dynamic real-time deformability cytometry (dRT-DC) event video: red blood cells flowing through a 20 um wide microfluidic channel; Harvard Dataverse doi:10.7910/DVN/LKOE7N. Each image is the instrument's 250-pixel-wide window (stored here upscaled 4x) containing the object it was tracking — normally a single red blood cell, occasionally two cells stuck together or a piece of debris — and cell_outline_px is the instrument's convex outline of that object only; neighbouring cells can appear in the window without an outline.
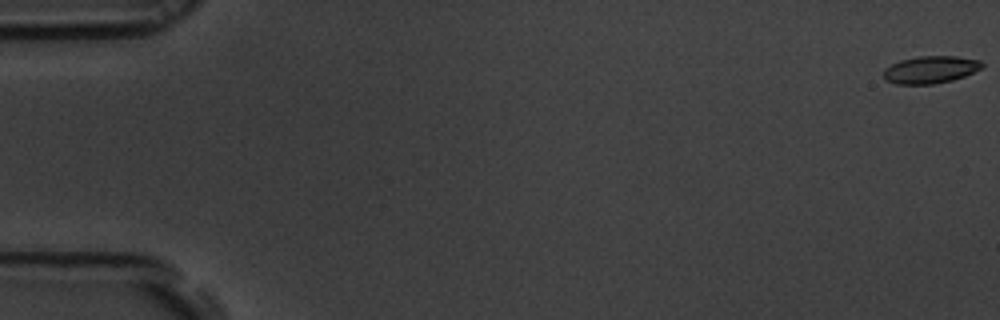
{"species": "common noctule bat (a hibernating species)", "species_latin": "Nyctalus noctula", "temperature_condition": "room temperature", "stored_images_in_passage": 52, "camera_frame_rate_fps": 3000, "um_per_image_px": 0.085, "animal": {"sex": "male", "body_mass_g": 19.5, "forearm_length_mm": 54.6}, "frame": {"image": 1, "passage_image": 1, "time_ms": 0.0, "image_size_px": [1000, 320], "cell_outline_px": [[984, 64], [980, 68], [964, 76], [952, 80], [932, 84], [896, 84], [884, 80], [884, 68], [900, 60], [920, 56], [956, 56], [980, 60]], "centroid_in_image_um": [79.06, 5.92], "position_along_channel_um": 5.9, "area_um2": 15.61}}
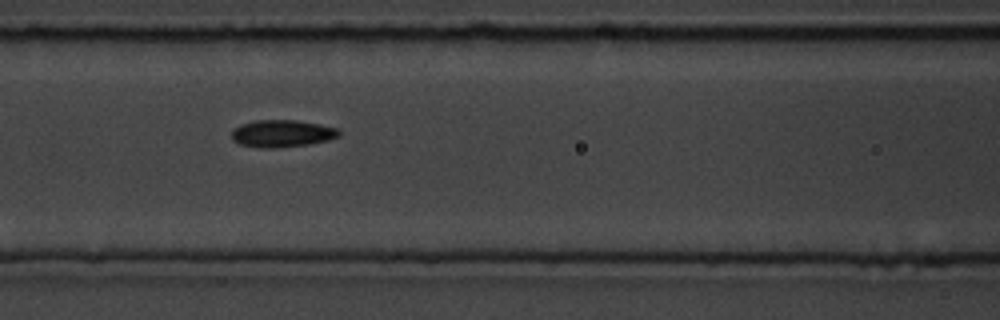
{"frame": {"image": 2, "passage_image": 25, "time_ms": 8.0, "image_size_px": [1000, 320], "cell_outline_px": [[340, 136], [328, 140], [308, 144], [272, 148], [264, 148], [240, 144], [232, 140], [232, 132], [240, 124], [256, 120], [296, 120], [320, 124], [336, 128], [340, 132]], "centroid_in_image_um": [23.98, 11.34], "position_along_channel_um": 142.6, "area_um2": 16.88}}
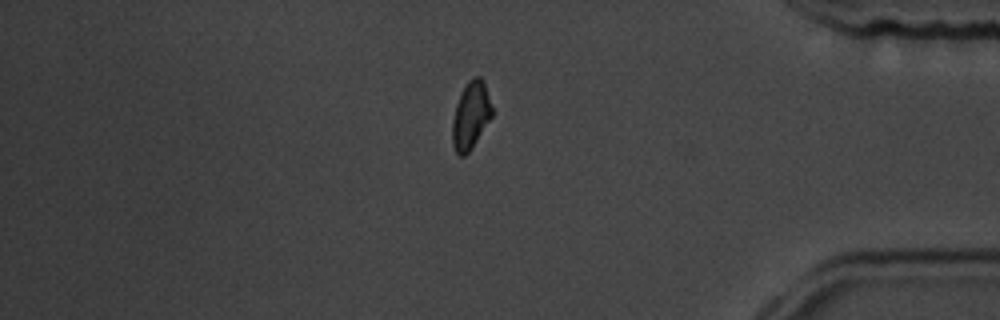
{"frame": {"image": 3, "passage_image": 48, "time_ms": 15.667, "image_size_px": [1000, 320], "cell_outline_px": [[492, 116], [472, 148], [464, 156], [460, 156], [456, 152], [452, 144], [452, 120], [456, 104], [468, 80], [476, 76], [480, 76], [484, 80], [492, 108]], "centroid_in_image_um": [40.01, 9.82], "position_along_channel_um": 395.2, "area_um2": 15.49}}